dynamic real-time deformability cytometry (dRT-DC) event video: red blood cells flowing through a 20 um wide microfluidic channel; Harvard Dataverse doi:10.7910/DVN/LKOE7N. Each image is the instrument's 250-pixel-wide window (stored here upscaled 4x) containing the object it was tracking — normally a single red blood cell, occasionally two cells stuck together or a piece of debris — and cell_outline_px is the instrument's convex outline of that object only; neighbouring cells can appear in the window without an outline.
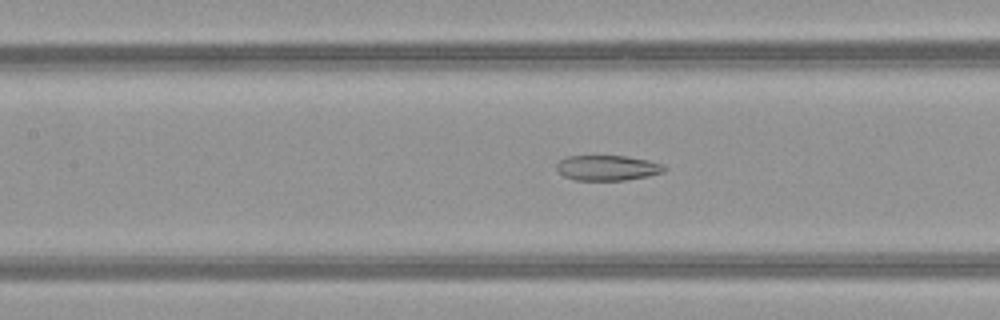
{"species": "common noctule bat (a hibernating species)", "species_latin": "Nyctalus noctula", "temperature_condition": "warm", "stored_images_in_passage": 47, "camera_frame_rate_fps": 3000, "um_per_image_px": 0.085, "animal": {"sex": "female", "body_mass_g": 21.9}, "frame": {"image": 1, "passage_image": 19, "time_ms": 6.0, "image_size_px": [1000, 320], "cell_outline_px": [[668, 168], [664, 172], [648, 176], [624, 180], [576, 180], [564, 176], [556, 168], [556, 164], [560, 160], [568, 156], [628, 156], [648, 160], [664, 164]], "centroid_in_image_um": [51.67, 14.26], "position_along_channel_um": 155.7, "area_um2": 15.9}}
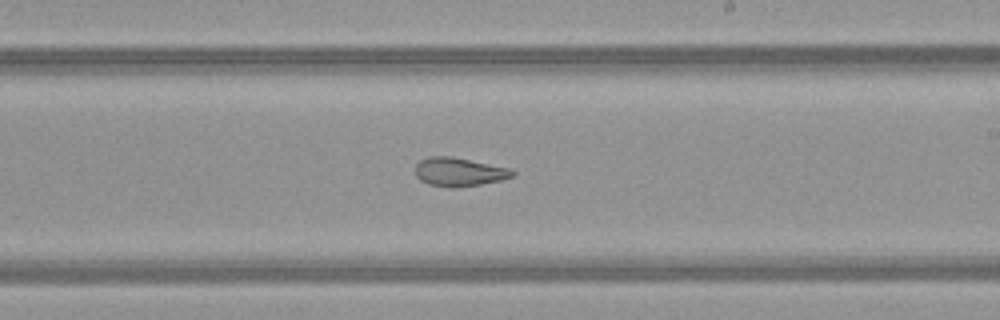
{"frame": {"image": 2, "passage_image": 26, "time_ms": 8.333, "image_size_px": [1000, 320], "cell_outline_px": [[516, 176], [504, 180], [480, 184], [452, 188], [448, 188], [428, 184], [420, 180], [416, 176], [416, 164], [420, 160], [428, 156], [452, 156], [508, 168], [516, 172]], "centroid_in_image_um": [39.03, 14.62], "position_along_channel_um": 250.0, "area_um2": 16.36}}
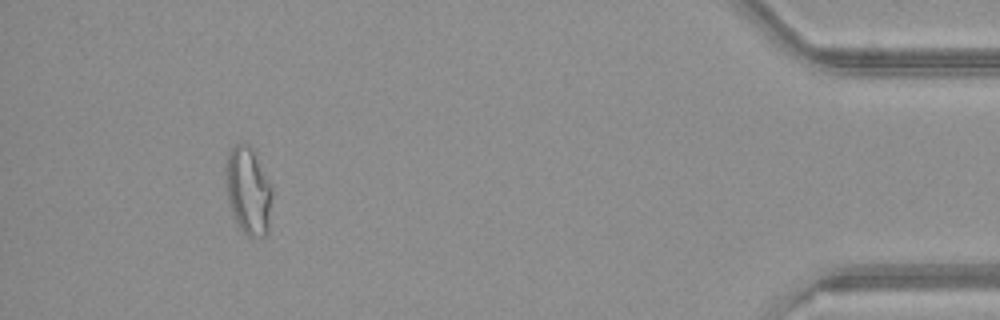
{"frame": {"image": 3, "passage_image": 43, "time_ms": 14.0, "image_size_px": [1000, 320], "cell_outline_px": [[272, 192], [268, 232], [264, 236], [248, 236], [240, 228], [232, 212], [228, 200], [224, 168], [228, 152], [236, 144], [248, 144], [252, 148], [272, 184]], "centroid_in_image_um": [21.1, 16.18], "position_along_channel_um": 414.1, "area_um2": 23.7}}